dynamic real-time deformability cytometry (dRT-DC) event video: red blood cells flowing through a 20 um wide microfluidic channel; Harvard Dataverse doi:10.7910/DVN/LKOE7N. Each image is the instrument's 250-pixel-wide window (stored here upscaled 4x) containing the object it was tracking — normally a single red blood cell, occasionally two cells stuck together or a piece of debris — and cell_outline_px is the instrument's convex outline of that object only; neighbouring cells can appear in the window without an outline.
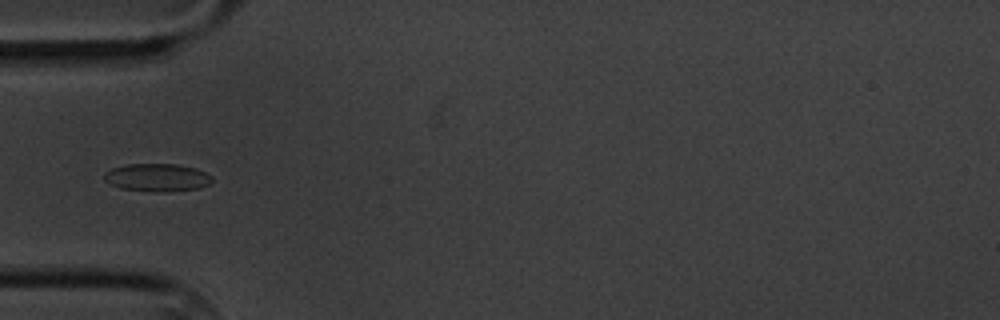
{"species": "common noctule bat (a hibernating species)", "species_latin": "Nyctalus noctula", "temperature_condition": "cold", "stored_images_in_passage": 12, "camera_frame_rate_fps": 3000, "um_per_image_px": 0.085, "animal": {"sex": "male", "body_mass_g": 20.1, "forearm_length_mm": 53.5}, "frame": {"image": 1, "passage_image": 2, "time_ms": 1.0, "image_size_px": [1000, 320], "cell_outline_px": [[212, 180], [208, 184], [200, 188], [164, 192], [152, 192], [120, 188], [104, 180], [104, 172], [112, 168], [124, 164], [176, 164], [196, 168], [212, 176]], "centroid_in_image_um": [13.34, 15.09], "position_along_channel_um": 71.7, "area_um2": 17.57}}
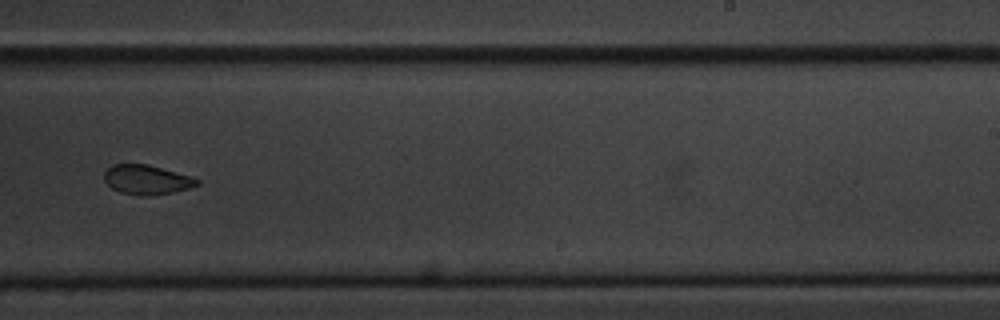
{"frame": {"image": 2, "passage_image": 7, "time_ms": 7.0, "image_size_px": [1000, 320], "cell_outline_px": [[200, 184], [188, 188], [172, 192], [144, 196], [140, 196], [120, 192], [112, 188], [104, 180], [104, 172], [112, 164], [148, 164], [188, 176], [200, 180]], "centroid_in_image_um": [12.43, 15.27], "position_along_channel_um": 276.6, "area_um2": 15.72}}
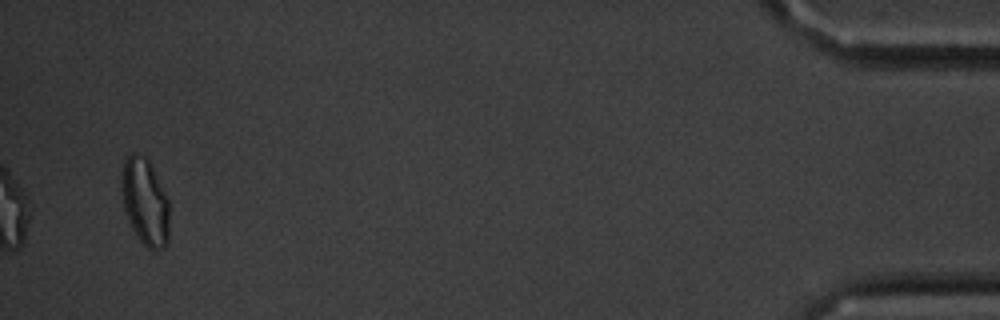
{"frame": {"image": 3, "passage_image": 12, "time_ms": 13.667, "image_size_px": [1000, 320], "cell_outline_px": [[168, 244], [164, 248], [148, 248], [136, 236], [132, 228], [124, 208], [120, 188], [120, 184], [124, 156], [132, 152], [136, 152], [144, 156], [148, 160], [168, 200]], "centroid_in_image_um": [12.29, 17.12], "position_along_channel_um": 422.9, "area_um2": 24.1}, "authors_computed_cell_mechanics": {"area_um2": 17.3978, "velocity_mm_per_s": 3.412, "shape_relaxation_time_tau1_ms": 6.5592, "shape_relaxation_time_tau2_ms": 3.1257, "deformation_change_tau1": 0.1086, "deformation_change_tau2": 0.0827}}